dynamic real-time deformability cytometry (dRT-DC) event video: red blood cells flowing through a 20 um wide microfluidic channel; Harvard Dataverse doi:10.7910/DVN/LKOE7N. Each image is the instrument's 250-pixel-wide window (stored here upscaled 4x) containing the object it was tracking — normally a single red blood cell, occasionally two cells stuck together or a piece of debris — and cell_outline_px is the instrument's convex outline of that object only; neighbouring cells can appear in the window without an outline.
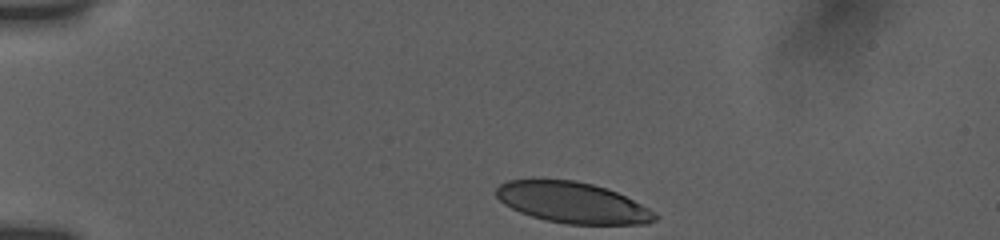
{"species": "human", "species_latin": "Homo sapiens", "temperature_condition": "room temperature", "stored_images_in_passage": 16, "camera_frame_rate_fps": 3000, "um_per_image_px": 0.085, "donor": {"sex": "female"}, "frame": {"image": 1, "passage_image": 1, "time_ms": 0.0, "image_size_px": [1000, 240], "cell_outline_px": [[660, 216], [656, 220], [648, 224], [568, 224], [544, 220], [520, 212], [504, 204], [496, 196], [496, 188], [500, 184], [508, 180], [576, 180], [592, 184], [616, 192], [656, 212]], "centroid_in_image_um": [48.68, 17.23], "position_along_channel_um": 36.3, "area_um2": 37.63}}
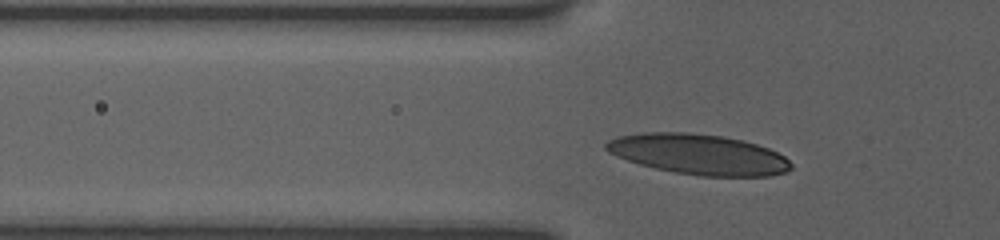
{"frame": {"image": 2, "passage_image": 10, "time_ms": 2.333, "image_size_px": [1000, 240], "cell_outline_px": [[792, 168], [784, 172], [768, 176], [700, 176], [676, 172], [656, 168], [640, 164], [616, 156], [608, 152], [604, 148], [604, 144], [608, 140], [616, 136], [644, 132], [688, 132], [724, 136], [744, 140], [768, 148], [784, 156], [792, 164]], "centroid_in_image_um": [59.36, 13.1], "position_along_channel_um": 66.4, "area_um2": 43.58}}
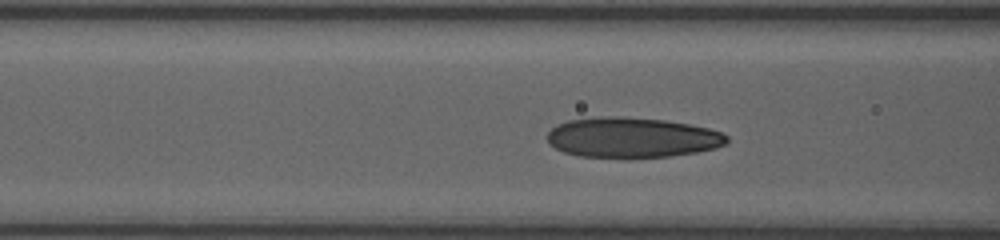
{"frame": {"image": 3, "passage_image": 14, "time_ms": 3.667, "image_size_px": [1000, 240], "cell_outline_px": [[728, 144], [716, 148], [696, 152], [668, 156], [580, 156], [564, 152], [556, 148], [548, 140], [548, 132], [556, 124], [568, 120], [600, 116], [620, 116], [664, 120], [688, 124], [708, 128], [720, 132], [728, 136]], "centroid_in_image_um": [53.74, 11.66], "position_along_channel_um": 112.9, "area_um2": 41.56}}